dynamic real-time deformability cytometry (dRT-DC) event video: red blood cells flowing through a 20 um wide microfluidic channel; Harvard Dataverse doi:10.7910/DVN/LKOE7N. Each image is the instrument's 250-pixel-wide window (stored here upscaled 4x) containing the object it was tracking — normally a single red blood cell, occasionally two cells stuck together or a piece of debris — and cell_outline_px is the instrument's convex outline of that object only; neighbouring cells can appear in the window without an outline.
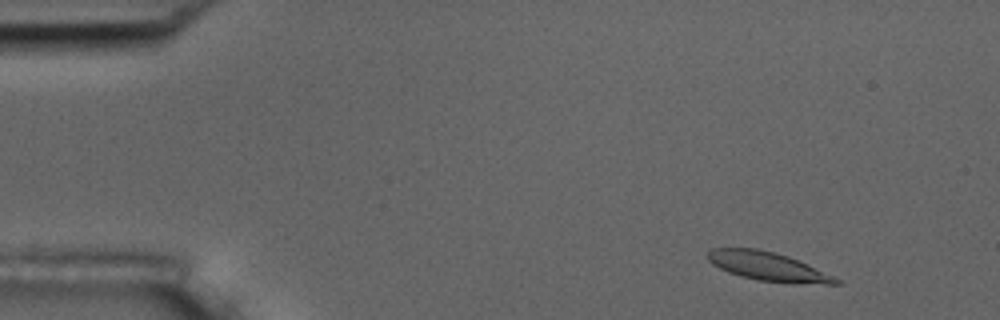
{"species": "common noctule bat (a hibernating species)", "species_latin": "Nyctalus noctula", "temperature_condition": "room temperature", "stored_images_in_passage": 6, "camera_frame_rate_fps": 3000, "um_per_image_px": 0.085, "animal": {"sex": "male", "body_mass_g": 17.5, "forearm_length_mm": 52.3}, "frame": {"image": 1, "passage_image": 1, "time_ms": 0.0, "image_size_px": [1000, 320], "cell_outline_px": [[840, 284], [792, 284], [760, 280], [740, 276], [728, 272], [712, 264], [708, 260], [708, 252], [712, 248], [756, 248], [776, 252], [788, 256], [808, 264], [840, 280]], "centroid_in_image_um": [65.28, 22.65], "position_along_channel_um": 19.7, "area_um2": 21.5}}
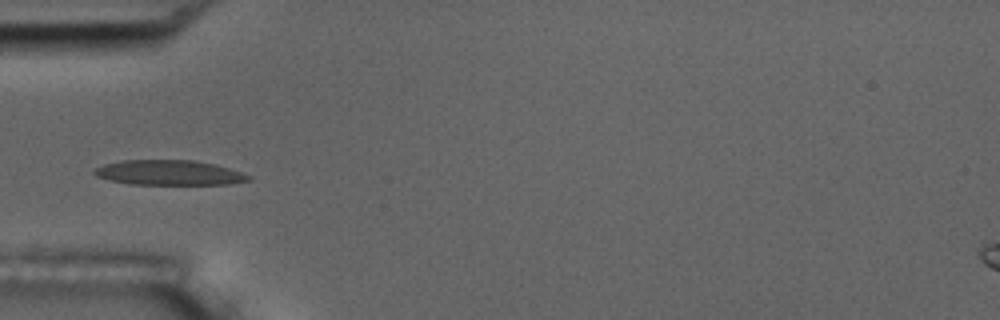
{"frame": {"image": 2, "passage_image": 4, "time_ms": 4.0, "image_size_px": [1000, 320], "cell_outline_px": [[252, 180], [228, 184], [132, 184], [108, 180], [96, 176], [92, 172], [96, 168], [104, 164], [120, 160], [192, 160], [216, 164], [252, 176]], "centroid_in_image_um": [14.37, 14.67], "position_along_channel_um": 70.6, "area_um2": 22.43}}